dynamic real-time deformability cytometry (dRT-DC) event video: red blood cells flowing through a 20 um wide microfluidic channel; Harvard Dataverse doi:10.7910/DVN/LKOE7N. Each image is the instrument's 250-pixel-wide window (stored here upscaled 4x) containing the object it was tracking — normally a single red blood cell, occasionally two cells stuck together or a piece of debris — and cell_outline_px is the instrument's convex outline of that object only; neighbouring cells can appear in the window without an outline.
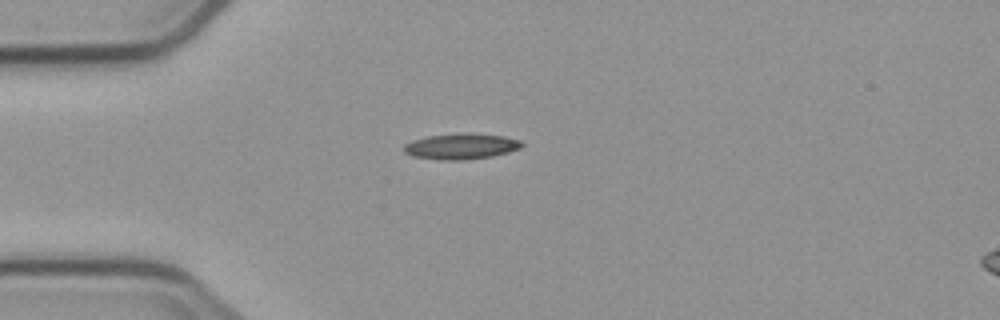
{"species": "common noctule bat (a hibernating species)", "species_latin": "Nyctalus noctula", "temperature_condition": "cold", "stored_images_in_passage": 2, "segment_of_instrument_passage": [1, 2], "camera_frame_rate_fps": 3000, "um_per_image_px": 0.085, "animal": {"sex": "male", "body_mass_g": 23.1, "forearm_length_mm": 52.7}, "frame": {"image": 1, "passage_image": 1, "time_ms": 0.0, "image_size_px": [1000, 320], "cell_outline_px": [[524, 144], [520, 148], [508, 152], [492, 156], [460, 160], [440, 160], [412, 156], [404, 152], [404, 144], [412, 140], [428, 136], [472, 132], [504, 136], [524, 140]], "centroid_in_image_um": [39.23, 12.43], "position_along_channel_um": 45.8, "area_um2": 17.86}}